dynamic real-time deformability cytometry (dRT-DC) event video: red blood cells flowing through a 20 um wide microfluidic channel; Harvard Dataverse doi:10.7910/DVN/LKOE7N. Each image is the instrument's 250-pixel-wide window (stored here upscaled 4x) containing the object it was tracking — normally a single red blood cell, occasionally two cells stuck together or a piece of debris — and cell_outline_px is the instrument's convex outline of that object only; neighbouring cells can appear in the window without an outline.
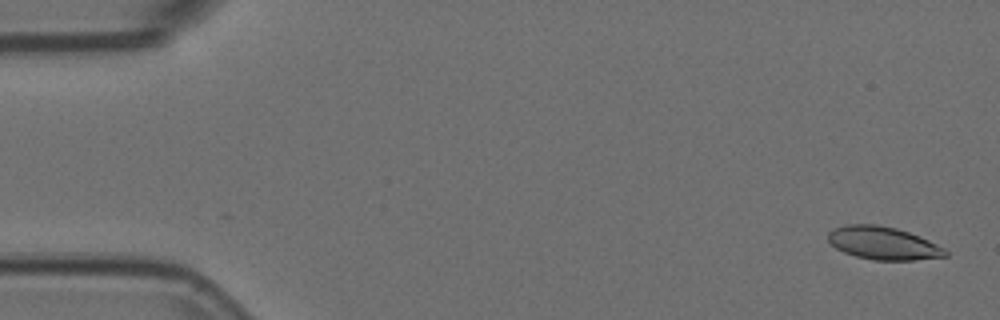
{"species": "Egyptian fruit bat (a non-hibernating species)", "species_latin": "Rousettus aegyptiacus", "temperature_condition": "room temperature", "stored_images_in_passage": 54, "camera_frame_rate_fps": 3000, "um_per_image_px": 0.085, "animal": {"sex": "female"}, "frame": {"image": 1, "passage_image": 2, "time_ms": 0.333, "image_size_px": [1000, 320], "cell_outline_px": [[948, 256], [916, 260], [872, 260], [856, 256], [844, 252], [836, 248], [828, 240], [828, 232], [836, 228], [848, 224], [876, 224], [896, 228], [920, 236], [944, 248], [948, 252]], "centroid_in_image_um": [75.08, 20.67], "position_along_channel_um": 9.9, "area_um2": 22.43}}
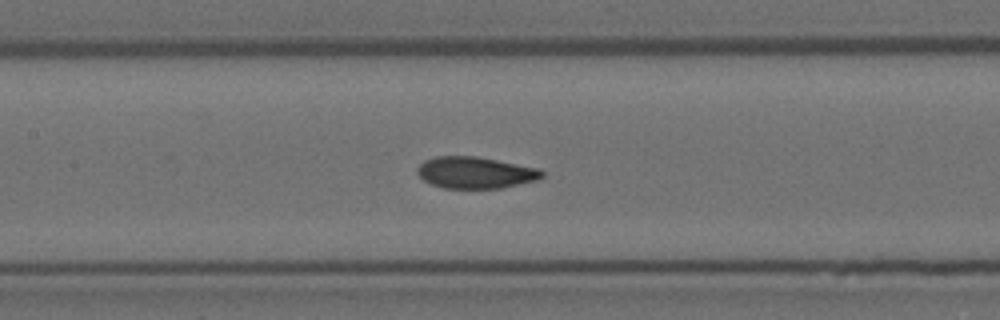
{"frame": {"image": 2, "passage_image": 25, "time_ms": 8.0, "image_size_px": [1000, 320], "cell_outline_px": [[544, 176], [536, 180], [500, 188], [444, 188], [432, 184], [424, 180], [416, 172], [416, 168], [424, 160], [436, 156], [476, 156], [540, 168], [544, 172]], "centroid_in_image_um": [40.4, 14.66], "position_along_channel_um": 167.0, "area_um2": 22.95}}
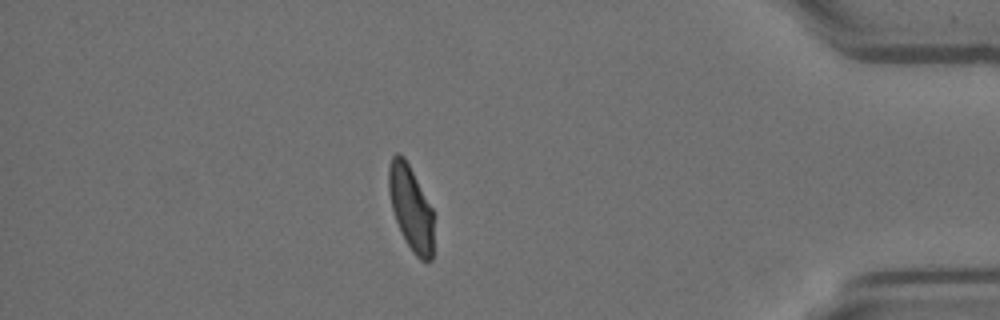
{"frame": {"image": 3, "passage_image": 47, "time_ms": 15.333, "image_size_px": [1000, 320], "cell_outline_px": [[432, 260], [420, 260], [412, 252], [396, 220], [392, 208], [388, 192], [388, 168], [392, 156], [396, 152], [400, 152], [404, 156], [432, 208]], "centroid_in_image_um": [34.89, 17.62], "position_along_channel_um": 400.3, "area_um2": 21.79}, "authors_computed_cell_mechanics": {"area_um2": 23.12, "velocity_mm_per_s": 3.7467, "shape_relaxation_time_tau1_ms": 3.712, "shape_relaxation_time_tau2_ms": 1.1931, "deformation_change_tau1": 0.1449, "deformation_change_tau2": 0.0647}}